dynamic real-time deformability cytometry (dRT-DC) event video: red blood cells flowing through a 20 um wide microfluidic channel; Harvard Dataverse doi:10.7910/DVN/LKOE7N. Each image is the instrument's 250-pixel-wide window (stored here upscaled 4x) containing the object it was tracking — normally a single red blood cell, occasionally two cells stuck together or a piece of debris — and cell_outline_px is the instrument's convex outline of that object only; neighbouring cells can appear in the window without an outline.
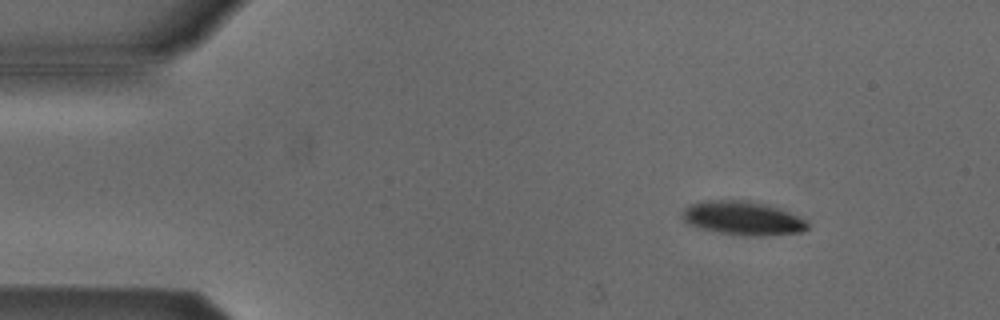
{"species": "Egyptian fruit bat (a non-hibernating species)", "species_latin": "Rousettus aegyptiacus", "temperature_condition": "cold", "stored_images_in_passage": 4, "camera_frame_rate_fps": 3000, "um_per_image_px": 0.085, "animal": {"sex": "male"}, "frame": {"image": 1, "passage_image": 2, "time_ms": 1.0, "image_size_px": [1000, 320], "cell_outline_px": [[808, 228], [800, 232], [764, 236], [744, 236], [720, 232], [688, 224], [680, 216], [680, 212], [688, 204], [704, 200], [752, 200], [768, 204], [788, 212], [804, 220], [808, 224]], "centroid_in_image_um": [63.08, 18.52], "position_along_channel_um": 21.9, "area_um2": 24.74}}
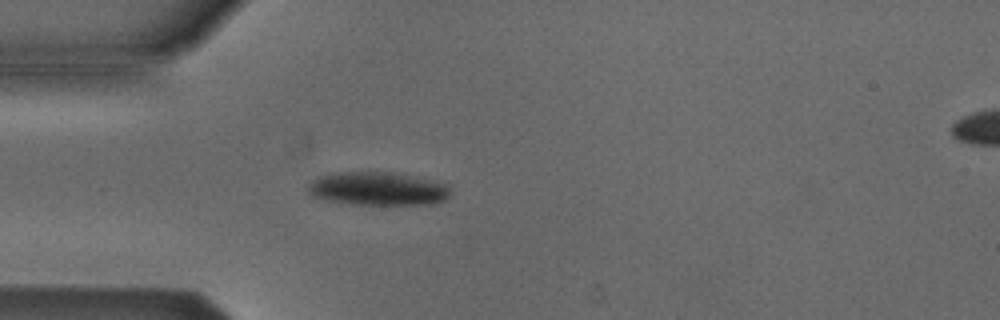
{"frame": {"image": 2, "passage_image": 4, "time_ms": 3.667, "image_size_px": [1000, 320], "cell_outline_px": [[452, 184], [448, 196], [444, 200], [432, 204], [352, 204], [328, 200], [312, 196], [308, 192], [308, 184], [316, 176], [328, 172], [396, 172], [424, 176]], "centroid_in_image_um": [32.17, 16.0], "position_along_channel_um": 52.8, "area_um2": 28.55}}